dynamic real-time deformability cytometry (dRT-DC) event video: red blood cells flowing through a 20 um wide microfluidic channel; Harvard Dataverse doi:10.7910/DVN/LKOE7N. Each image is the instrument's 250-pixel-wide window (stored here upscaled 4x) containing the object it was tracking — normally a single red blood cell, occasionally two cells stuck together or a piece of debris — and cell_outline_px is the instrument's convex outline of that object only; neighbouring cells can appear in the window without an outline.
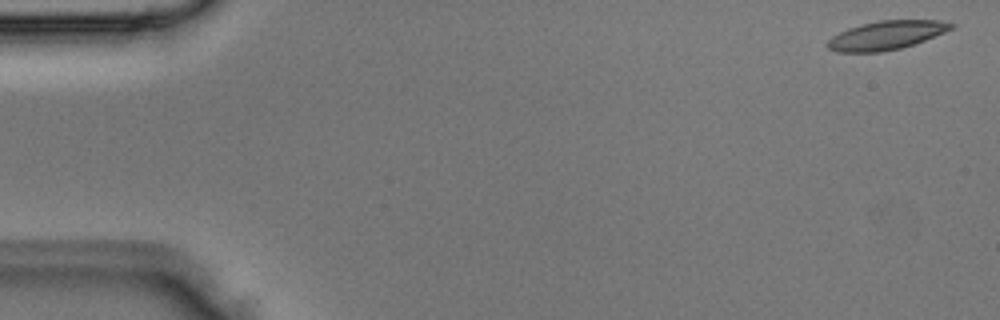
{"species": "Egyptian fruit bat (a non-hibernating species)", "species_latin": "Rousettus aegyptiacus", "temperature_condition": "room temperature", "stored_images_in_passage": 4, "camera_frame_rate_fps": 3000, "um_per_image_px": 0.085, "animal": {"sex": "male"}, "frame": {"image": 1, "passage_image": 1, "time_ms": 0.0, "image_size_px": [1000, 320], "cell_outline_px": [[956, 24], [952, 28], [944, 32], [924, 40], [900, 48], [880, 52], [836, 52], [828, 48], [824, 44], [832, 36], [848, 28], [860, 24], [880, 20], [940, 20]], "centroid_in_image_um": [75.29, 2.99], "position_along_channel_um": 9.7, "area_um2": 20.63}}
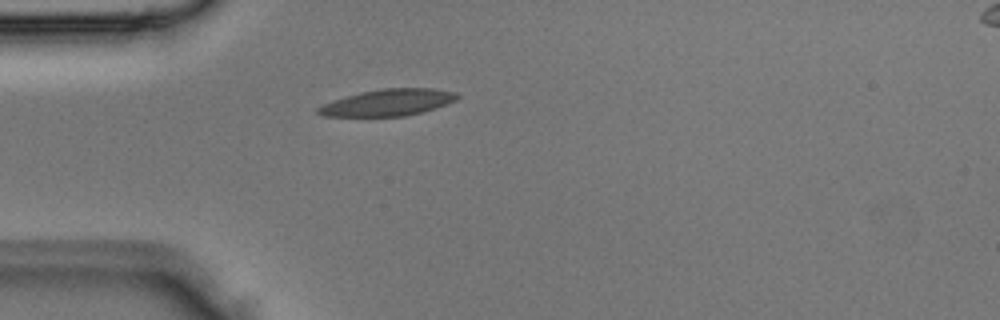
{"frame": {"image": 2, "passage_image": 4, "time_ms": 1.0, "image_size_px": [1000, 320], "cell_outline_px": [[460, 96], [456, 100], [424, 112], [404, 116], [324, 116], [316, 112], [316, 108], [332, 100], [360, 92], [380, 88], [432, 88], [456, 92]], "centroid_in_image_um": [32.98, 8.71], "position_along_channel_um": 52.0, "area_um2": 21.62}}